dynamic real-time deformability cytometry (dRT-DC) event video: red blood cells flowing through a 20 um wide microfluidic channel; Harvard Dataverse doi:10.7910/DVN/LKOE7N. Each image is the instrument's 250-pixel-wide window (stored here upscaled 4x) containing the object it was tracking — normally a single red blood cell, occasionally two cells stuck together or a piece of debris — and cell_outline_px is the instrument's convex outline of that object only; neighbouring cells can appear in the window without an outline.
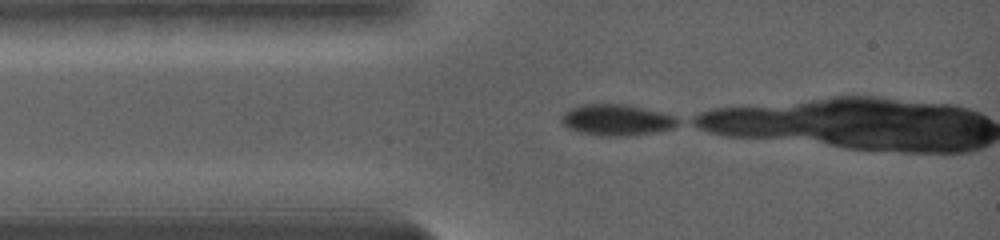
{"species": "common noctule bat (a hibernating species)", "species_latin": "Nyctalus noctula", "temperature_condition": "warm", "stored_images_in_passage": 5, "camera_frame_rate_fps": 5000, "um_per_image_px": 0.085, "animal": {"sex": "female", "body_mass_g": 19.0, "forearm_length_mm": 56.7}, "frame": {"image": 1, "passage_image": 1, "time_ms": 0.0, "image_size_px": [1000, 240], "cell_outline_px": [[680, 124], [672, 128], [656, 132], [624, 136], [604, 136], [580, 132], [568, 128], [564, 124], [564, 112], [572, 108], [584, 104], [624, 104], [672, 116], [680, 120]], "centroid_in_image_um": [52.43, 10.21], "position_along_channel_um": 32.6, "area_um2": 20.52}}